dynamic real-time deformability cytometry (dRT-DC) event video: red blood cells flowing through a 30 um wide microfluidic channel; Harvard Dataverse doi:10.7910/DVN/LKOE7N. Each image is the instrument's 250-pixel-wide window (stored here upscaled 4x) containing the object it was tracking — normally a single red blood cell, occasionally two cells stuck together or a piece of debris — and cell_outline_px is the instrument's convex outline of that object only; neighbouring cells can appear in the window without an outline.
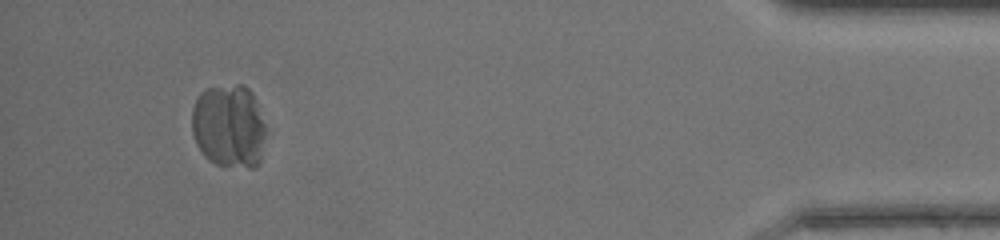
{"species": "common noctule bat (a hibernating species)", "species_latin": "Nyctalus noctula", "temperature_condition": "warm", "stored_images_in_passage": 47, "segment_of_instrument_passage": [3, 3], "camera_frame_rate_fps": 3000, "um_per_image_px": 0.085, "animal": {"sex": "female", "body_mass_g": 17.0, "forearm_length_mm": 48.0}, "frame": {"image": 1, "passage_image": 44, "time_ms": 14.333, "image_size_px": [1000, 240], "cell_outline_px": [[264, 136], [260, 164], [256, 168], [248, 168], [216, 164], [208, 160], [204, 156], [196, 144], [192, 132], [192, 108], [196, 96], [200, 92], [208, 88], [236, 84], [244, 84], [252, 92], [264, 124]], "centroid_in_image_um": [19.43, 10.73], "position_along_channel_um": 415.8, "area_um2": 36.24}}